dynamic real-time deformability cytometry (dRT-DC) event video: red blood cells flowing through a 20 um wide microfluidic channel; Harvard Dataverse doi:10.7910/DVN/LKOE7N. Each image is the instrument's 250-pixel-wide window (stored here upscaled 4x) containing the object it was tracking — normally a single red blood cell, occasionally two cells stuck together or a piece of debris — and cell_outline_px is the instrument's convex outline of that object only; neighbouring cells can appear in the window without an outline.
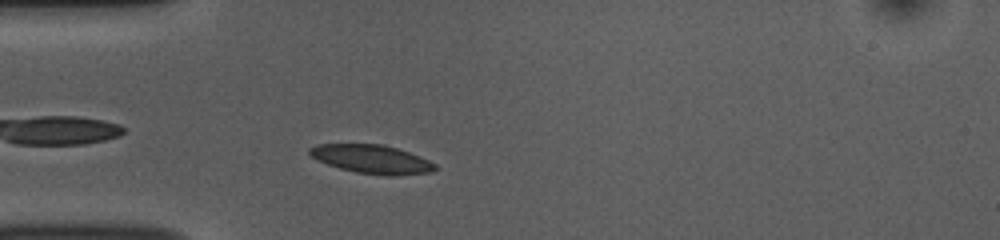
{"species": "common noctule bat (a hibernating species)", "species_latin": "Nyctalus noctula", "temperature_condition": "room temperature", "stored_images_in_passage": 44, "camera_frame_rate_fps": 3000, "um_per_image_px": 0.085, "animal": {"sex": "female", "body_mass_g": 10.0, "forearm_length_mm": 53.1}, "frame": {"image": 1, "passage_image": 6, "time_ms": 1.667, "image_size_px": [1000, 240], "cell_outline_px": [[436, 168], [432, 172], [392, 176], [384, 176], [356, 172], [340, 168], [316, 160], [308, 152], [308, 148], [316, 144], [384, 144], [408, 152], [428, 160], [436, 164]], "centroid_in_image_um": [31.58, 13.53], "position_along_channel_um": 53.4, "area_um2": 20.92}}
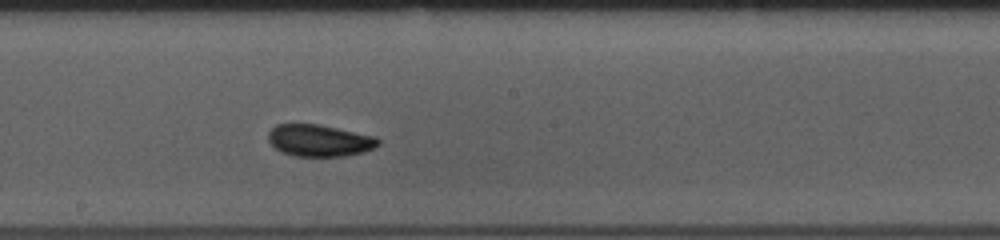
{"frame": {"image": 2, "passage_image": 20, "time_ms": 6.333, "image_size_px": [1000, 240], "cell_outline_px": [[380, 144], [376, 148], [364, 152], [344, 156], [296, 156], [284, 152], [276, 148], [268, 140], [268, 132], [276, 124], [320, 124], [376, 136], [380, 140]], "centroid_in_image_um": [27.2, 11.93], "position_along_channel_um": 221.0, "area_um2": 20.52}}
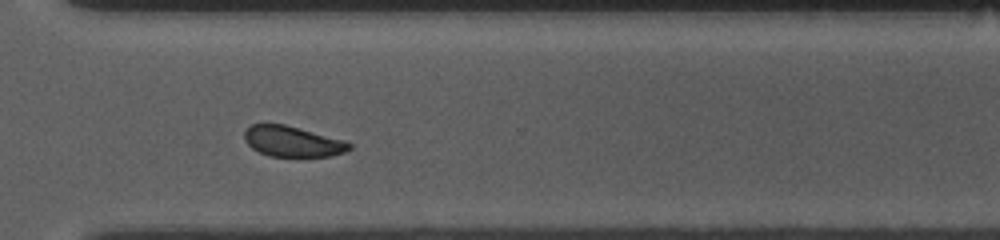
{"frame": {"image": 3, "passage_image": 30, "time_ms": 9.667, "image_size_px": [1000, 240], "cell_outline_px": [[352, 148], [344, 152], [332, 156], [268, 156], [252, 148], [244, 140], [244, 132], [252, 124], [284, 124], [344, 140], [352, 144]], "centroid_in_image_um": [24.87, 12.03], "position_along_channel_um": 345.7, "area_um2": 18.55}, "authors_computed_cell_mechanics": {"area_um2": 19.9121, "velocity_mm_per_s": 3.739, "shape_relaxation_time_tau1_ms": 2.0593, "shape_relaxation_time_tau2_ms": 1.5847, "deformation_change_tau1": 0.0647, "deformation_change_tau2": 0.0501}}